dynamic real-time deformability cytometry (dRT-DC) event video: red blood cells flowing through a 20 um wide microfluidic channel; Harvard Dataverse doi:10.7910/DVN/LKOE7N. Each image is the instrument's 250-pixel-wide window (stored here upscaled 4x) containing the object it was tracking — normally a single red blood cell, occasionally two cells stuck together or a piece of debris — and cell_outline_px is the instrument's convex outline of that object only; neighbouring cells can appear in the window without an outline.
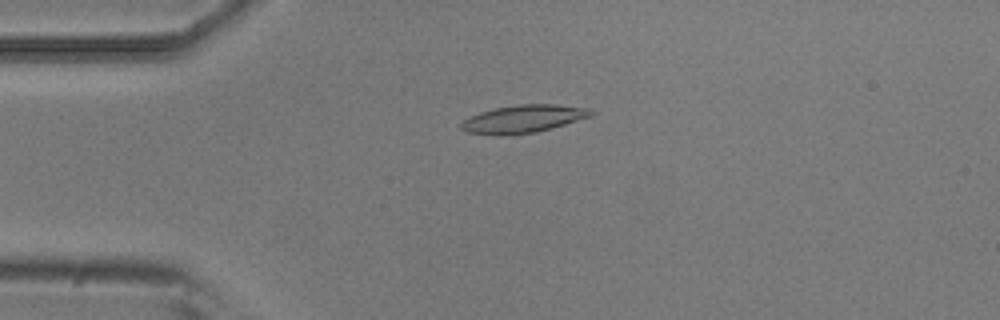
{"species": "common noctule bat (a hibernating species)", "species_latin": "Nyctalus noctula", "temperature_condition": "room temperature", "stored_images_in_passage": 5, "camera_frame_rate_fps": 3000, "um_per_image_px": 0.085, "animal": {"sex": "male", "body_mass_g": 20.5, "forearm_length_mm": 52.5}, "frame": {"image": 1, "passage_image": 4, "time_ms": 1.0, "image_size_px": [1000, 320], "cell_outline_px": [[596, 112], [592, 116], [536, 132], [468, 132], [460, 128], [460, 124], [464, 120], [480, 112], [496, 108], [520, 104], [556, 104], [588, 108]], "centroid_in_image_um": [44.59, 10.04], "position_along_channel_um": 40.4, "area_um2": 19.88}}